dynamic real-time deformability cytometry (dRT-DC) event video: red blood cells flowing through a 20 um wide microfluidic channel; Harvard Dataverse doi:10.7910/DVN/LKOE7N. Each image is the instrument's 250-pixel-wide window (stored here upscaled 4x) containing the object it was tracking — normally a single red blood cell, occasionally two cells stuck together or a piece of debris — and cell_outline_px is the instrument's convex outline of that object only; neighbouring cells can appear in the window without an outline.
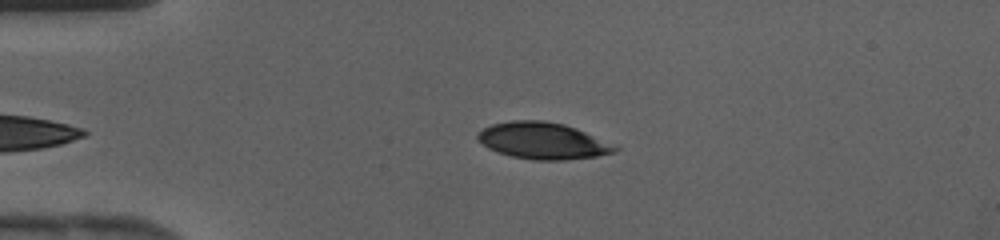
{"species": "human", "species_latin": "Homo sapiens", "temperature_condition": "cold", "stored_images_in_passage": 30, "camera_frame_rate_fps": 3000, "um_per_image_px": 0.085, "donor": {"sex": "female"}, "frame": {"image": 1, "passage_image": 2, "time_ms": 0.333, "image_size_px": [1000, 240], "cell_outline_px": [[620, 148], [616, 152], [596, 156], [564, 160], [532, 160], [512, 156], [488, 148], [476, 140], [476, 136], [484, 128], [492, 124], [512, 120], [544, 120], [564, 124], [576, 128]], "centroid_in_image_um": [46.11, 11.96], "position_along_channel_um": 38.9, "area_um2": 29.07}}
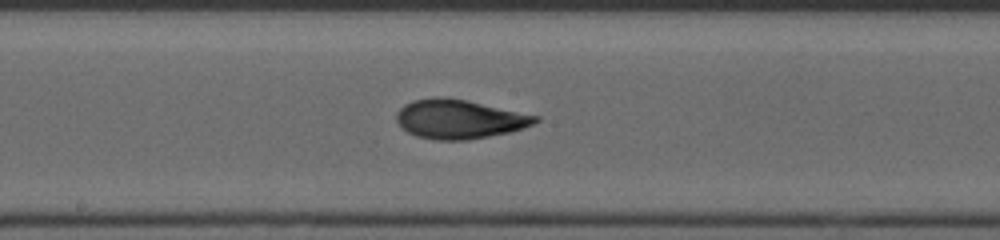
{"frame": {"image": 2, "passage_image": 15, "time_ms": 4.667, "image_size_px": [1000, 240], "cell_outline_px": [[540, 120], [524, 128], [508, 132], [468, 140], [436, 140], [416, 136], [408, 132], [396, 120], [396, 112], [404, 104], [412, 100], [436, 96], [444, 96], [464, 100], [540, 116]], "centroid_in_image_um": [39.01, 10.12], "position_along_channel_um": 209.2, "area_um2": 31.5}}
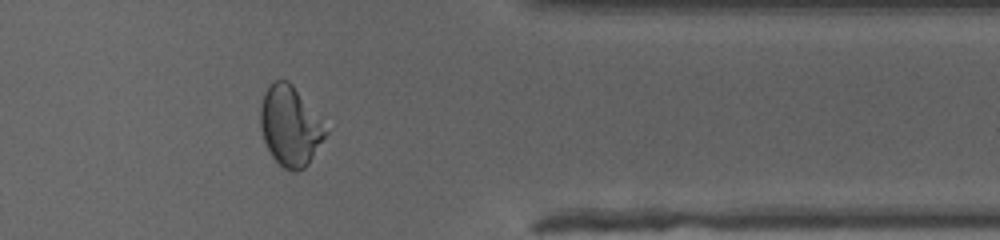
{"frame": {"image": 3, "passage_image": 27, "time_ms": 8.667, "image_size_px": [1000, 240], "cell_outline_px": [[328, 132], [308, 164], [304, 168], [296, 172], [292, 172], [284, 168], [272, 156], [264, 140], [260, 128], [260, 108], [264, 92], [268, 84], [276, 80], [288, 80], [292, 84]], "centroid_in_image_um": [24.61, 10.73], "position_along_channel_um": 386.8, "area_um2": 29.71}}